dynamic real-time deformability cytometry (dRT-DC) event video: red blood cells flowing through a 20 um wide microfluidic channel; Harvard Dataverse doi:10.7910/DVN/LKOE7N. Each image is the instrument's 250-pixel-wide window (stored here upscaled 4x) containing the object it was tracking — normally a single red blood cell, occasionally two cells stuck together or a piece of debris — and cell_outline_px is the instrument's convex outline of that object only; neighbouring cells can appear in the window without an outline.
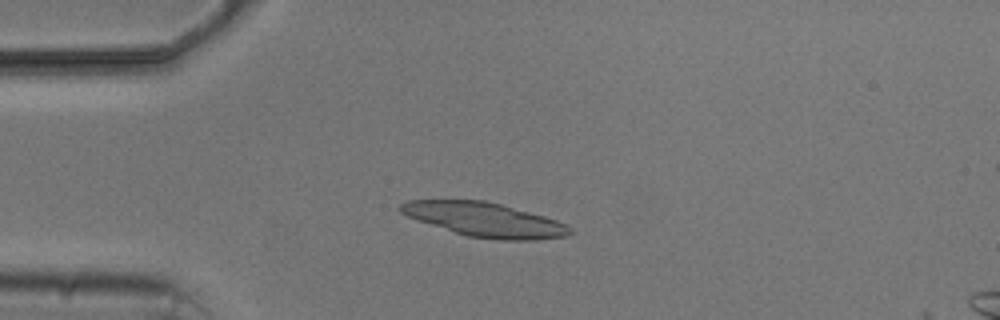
{"species": "common noctule bat (a hibernating species)", "species_latin": "Nyctalus noctula", "temperature_condition": "cold", "stored_images_in_passage": 5, "camera_frame_rate_fps": 3000, "um_per_image_px": 0.085, "animal": {"sex": "male", "body_mass_g": 20.5, "forearm_length_mm": 52.5}, "frame": {"image": 1, "passage_image": 4, "time_ms": 4.0, "image_size_px": [1000, 320], "cell_outline_px": [[572, 232], [568, 236], [536, 240], [500, 240], [468, 236], [416, 220], [400, 212], [396, 208], [400, 204], [408, 200], [484, 200], [500, 204], [544, 216], [556, 220], [572, 228]], "centroid_in_image_um": [41.18, 18.67], "position_along_channel_um": 43.8, "area_um2": 33.58}}